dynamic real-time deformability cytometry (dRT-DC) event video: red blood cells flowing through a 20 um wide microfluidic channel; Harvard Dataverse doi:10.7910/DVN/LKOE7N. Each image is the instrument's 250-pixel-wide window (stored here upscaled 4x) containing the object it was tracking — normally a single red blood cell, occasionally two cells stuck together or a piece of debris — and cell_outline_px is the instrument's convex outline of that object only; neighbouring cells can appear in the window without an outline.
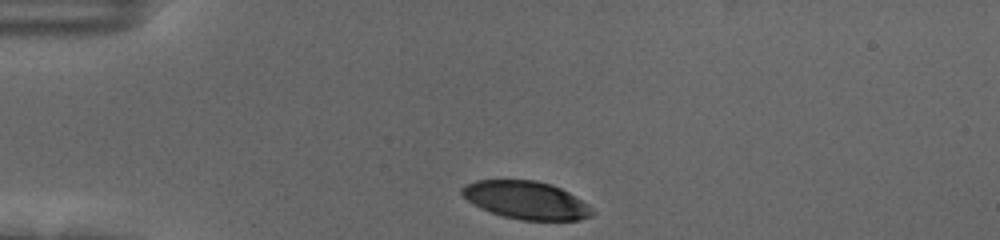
{"species": "human", "species_latin": "Homo sapiens", "temperature_condition": "cold", "stored_images_in_passage": 35, "camera_frame_rate_fps": 3000, "um_per_image_px": 0.085, "donor": {"sex": "female"}, "frame": {"image": 1, "passage_image": 1, "time_ms": 0.0, "image_size_px": [1000, 240], "cell_outline_px": [[596, 212], [592, 216], [580, 220], [520, 220], [504, 216], [480, 208], [472, 204], [460, 192], [460, 188], [464, 184], [476, 180], [536, 180], [552, 184], [568, 192], [588, 204]], "centroid_in_image_um": [44.72, 17.01], "position_along_channel_um": 40.3, "area_um2": 28.9}}
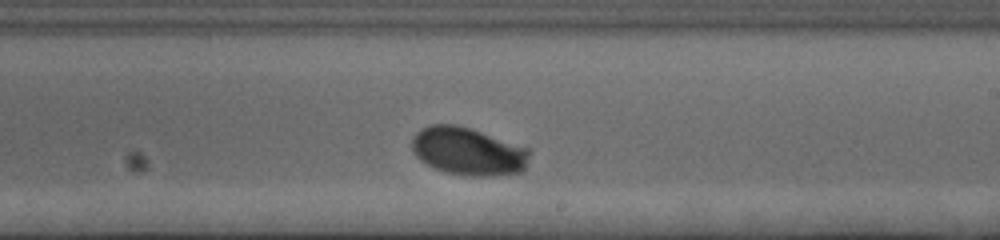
{"frame": {"image": 2, "passage_image": 22, "time_ms": 7.0, "image_size_px": [1000, 240], "cell_outline_px": [[528, 156], [524, 168], [520, 172], [488, 176], [472, 176], [448, 172], [432, 168], [420, 160], [412, 152], [412, 140], [416, 132], [420, 128], [432, 124], [452, 124], [468, 128], [528, 148]], "centroid_in_image_um": [39.71, 12.86], "position_along_channel_um": 249.3, "area_um2": 32.31}}
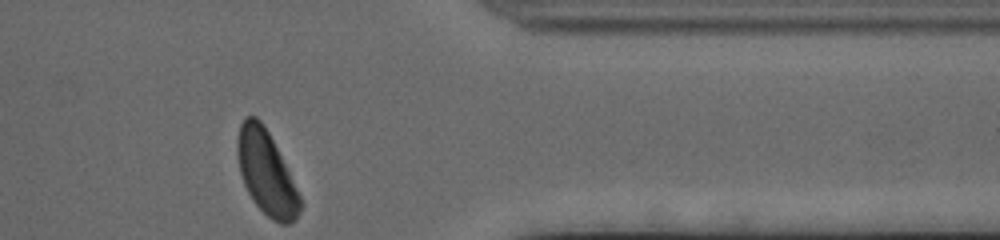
{"frame": {"image": 3, "passage_image": 35, "time_ms": 11.333, "image_size_px": [1000, 240], "cell_outline_px": [[304, 204], [296, 220], [288, 224], [280, 224], [272, 220], [256, 204], [248, 192], [244, 184], [240, 172], [236, 152], [236, 140], [240, 124], [248, 116], [256, 116], [260, 120], [268, 132]], "centroid_in_image_um": [22.63, 14.72], "position_along_channel_um": 388.8, "area_um2": 30.23}, "authors_computed_cell_mechanics": {"area_um2": 31.3276, "velocity_mm_per_s": 3.5177, "shape_relaxation_time_tau1_ms": 1.5939, "shape_relaxation_time_tau2_ms": null, "deformation_change_tau1": 0.1194, "deformation_change_tau2": null}}